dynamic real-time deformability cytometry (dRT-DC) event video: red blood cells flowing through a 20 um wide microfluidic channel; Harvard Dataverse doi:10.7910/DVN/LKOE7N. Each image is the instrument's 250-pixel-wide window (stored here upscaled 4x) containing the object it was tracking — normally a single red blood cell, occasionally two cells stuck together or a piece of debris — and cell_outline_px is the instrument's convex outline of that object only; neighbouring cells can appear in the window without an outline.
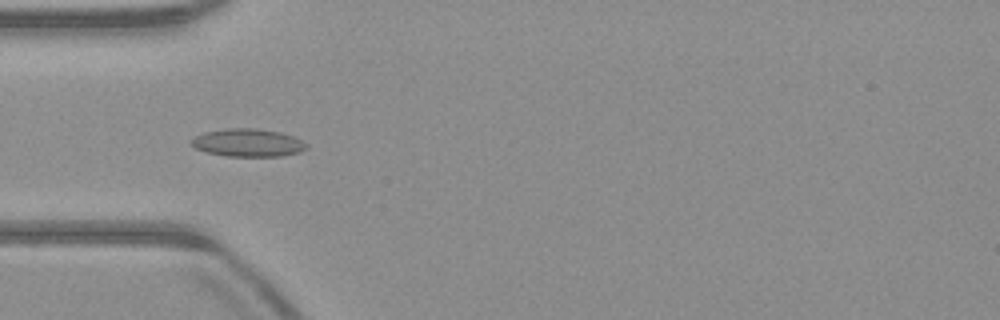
{"species": "common noctule bat (a hibernating species)", "species_latin": "Nyctalus noctula", "temperature_condition": "warm", "stored_images_in_passage": 50, "camera_frame_rate_fps": 3000, "um_per_image_px": 0.085, "animal": {"sex": "male", "body_mass_g": 23.1, "forearm_length_mm": 52.7}, "frame": {"image": 1, "passage_image": 15, "time_ms": 4.667, "image_size_px": [1000, 320], "cell_outline_px": [[308, 148], [300, 152], [280, 156], [224, 156], [208, 152], [196, 148], [188, 140], [204, 132], [228, 128], [256, 128], [280, 132], [292, 136], [308, 144]], "centroid_in_image_um": [21.07, 12.13], "position_along_channel_um": 63.9, "area_um2": 18.67}}
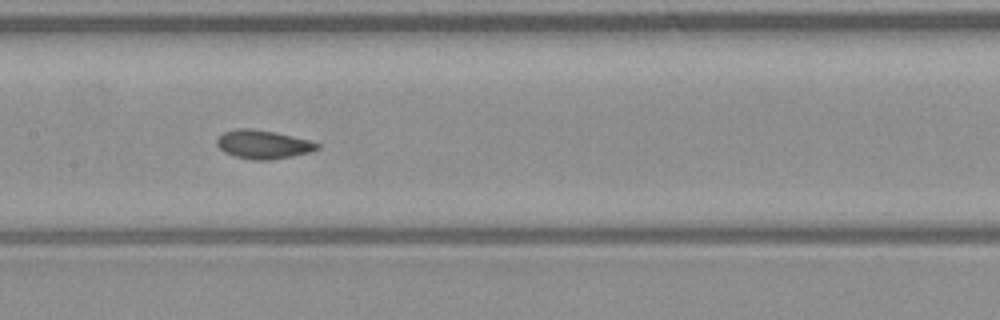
{"frame": {"image": 2, "passage_image": 24, "time_ms": 7.667, "image_size_px": [1000, 320], "cell_outline_px": [[320, 148], [312, 152], [292, 156], [268, 160], [252, 160], [236, 156], [224, 152], [216, 144], [216, 140], [224, 132], [236, 128], [252, 128], [312, 140], [320, 144]], "centroid_in_image_um": [22.39, 12.28], "position_along_channel_um": 185.0, "area_um2": 16.76}}
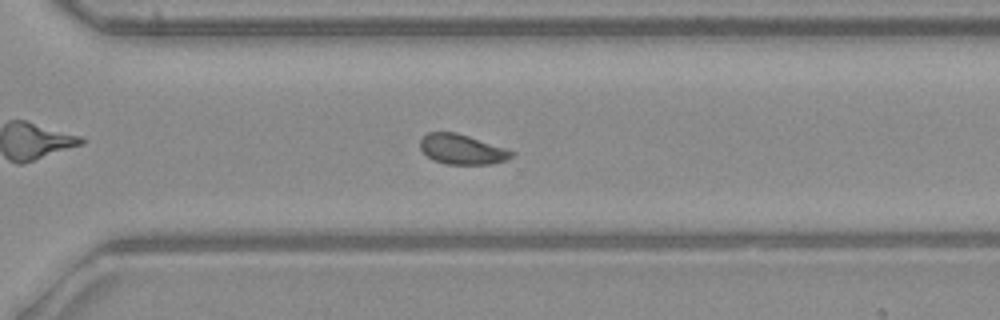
{"frame": {"image": 3, "passage_image": 35, "time_ms": 11.333, "image_size_px": [1000, 320], "cell_outline_px": [[516, 152], [508, 160], [488, 164], [448, 164], [432, 160], [420, 148], [420, 140], [428, 132], [456, 132]], "centroid_in_image_um": [39.26, 12.7], "position_along_channel_um": 331.3, "area_um2": 15.78}}